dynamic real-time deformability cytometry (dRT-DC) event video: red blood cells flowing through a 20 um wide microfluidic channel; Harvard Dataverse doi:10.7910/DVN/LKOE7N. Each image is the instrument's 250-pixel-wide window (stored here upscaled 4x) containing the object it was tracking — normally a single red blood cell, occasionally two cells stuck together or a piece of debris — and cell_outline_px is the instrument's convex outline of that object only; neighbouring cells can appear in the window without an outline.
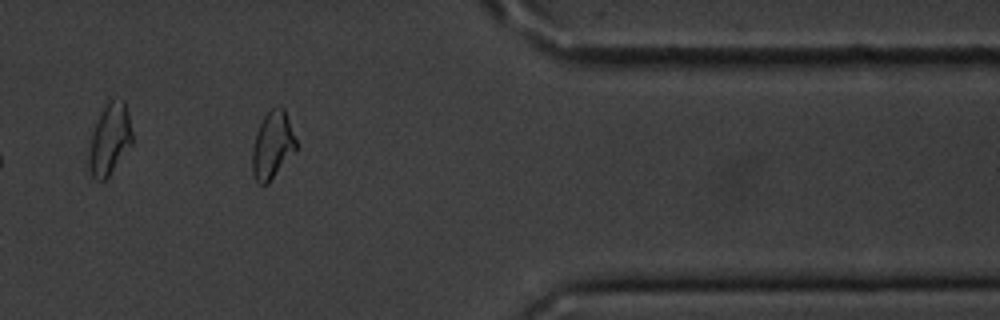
{"species": "common noctule bat (a hibernating species)", "species_latin": "Nyctalus noctula", "temperature_condition": "cold", "stored_images_in_passage": 16, "camera_frame_rate_fps": 3000, "um_per_image_px": 0.085, "animal": {"sex": "male", "body_mass_g": 20.1, "forearm_length_mm": 53.5}, "frame": {"image": 1, "passage_image": 14, "time_ms": 17.0, "image_size_px": [1000, 320], "cell_outline_px": [[296, 152], [268, 184], [256, 184], [252, 172], [252, 148], [256, 132], [264, 116], [272, 108], [280, 104], [284, 108], [296, 140]], "centroid_in_image_um": [23.16, 12.37], "position_along_channel_um": 388.2, "area_um2": 17.46}, "authors_computed_cell_mechanics": {"area_um2": 15.3748, "velocity_mm_per_s": 3.525, "shape_relaxation_time_tau1_ms": 1.4524, "shape_relaxation_time_tau2_ms": null, "deformation_change_tau1": 0.0377, "deformation_change_tau2": null}}